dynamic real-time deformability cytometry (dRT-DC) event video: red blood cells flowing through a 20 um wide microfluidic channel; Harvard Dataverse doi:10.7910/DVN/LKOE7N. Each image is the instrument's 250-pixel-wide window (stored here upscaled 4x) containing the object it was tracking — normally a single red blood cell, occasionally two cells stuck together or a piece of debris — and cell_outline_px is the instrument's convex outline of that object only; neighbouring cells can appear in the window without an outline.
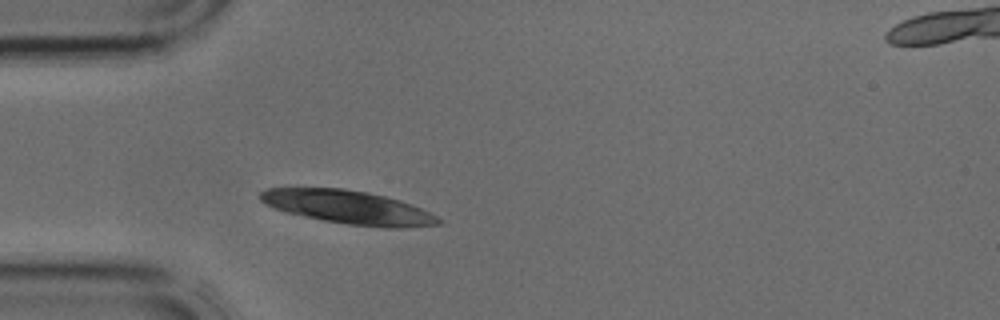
{"species": "common noctule bat (a hibernating species)", "species_latin": "Nyctalus noctula", "temperature_condition": "cold", "stored_images_in_passage": 2, "camera_frame_rate_fps": 3000, "um_per_image_px": 0.085, "animal": {"sex": "male", "body_mass_g": 17.9, "forearm_length_mm": 54.2}, "frame": {"image": 1, "passage_image": 2, "time_ms": 0.333, "image_size_px": [1000, 320], "cell_outline_px": [[444, 220], [440, 224], [400, 228], [384, 228], [348, 224], [324, 220], [284, 212], [264, 204], [260, 200], [260, 192], [268, 188], [344, 188], [368, 192], [400, 200], [420, 208]], "centroid_in_image_um": [29.59, 17.61], "position_along_channel_um": 55.4, "area_um2": 34.62}}